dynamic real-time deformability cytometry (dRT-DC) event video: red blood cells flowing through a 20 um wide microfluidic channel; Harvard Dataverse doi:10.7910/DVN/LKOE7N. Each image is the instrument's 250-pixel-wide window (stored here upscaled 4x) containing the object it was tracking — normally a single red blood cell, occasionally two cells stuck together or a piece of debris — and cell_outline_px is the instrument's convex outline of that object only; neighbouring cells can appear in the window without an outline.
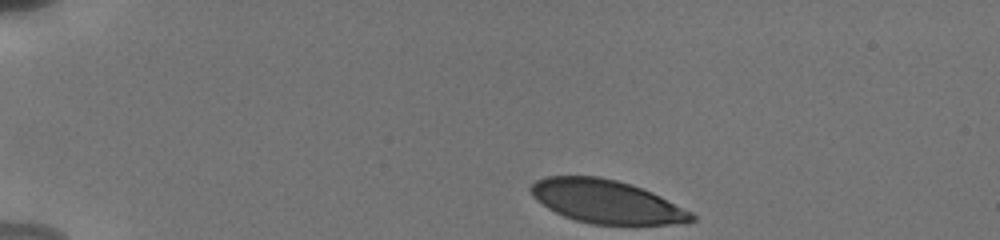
{"species": "human", "species_latin": "Homo sapiens", "temperature_condition": "cold", "stored_images_in_passage": 8, "camera_frame_rate_fps": 3000, "um_per_image_px": 0.085, "donor": {"sex": "male"}, "frame": {"image": 1, "passage_image": 1, "time_ms": 0.0, "image_size_px": [1000, 240], "cell_outline_px": [[696, 220], [684, 224], [592, 224], [576, 220], [564, 216], [548, 208], [536, 200], [532, 196], [528, 188], [536, 180], [548, 176], [600, 176], [632, 184], [652, 192], [692, 212], [696, 216]], "centroid_in_image_um": [51.56, 17.13], "position_along_channel_um": 33.4, "area_um2": 40.63}}
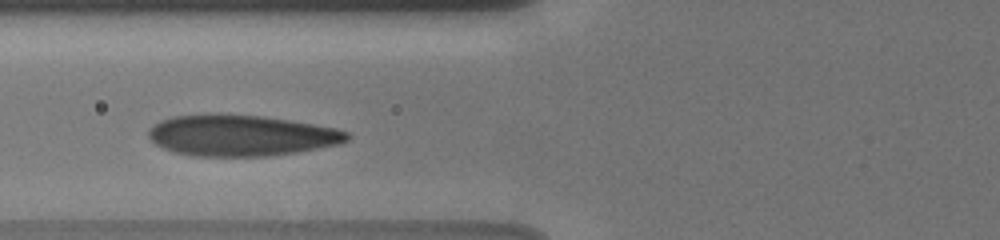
{"frame": {"image": 2, "passage_image": 6, "time_ms": 4.0, "image_size_px": [1000, 240], "cell_outline_px": [[352, 136], [348, 140], [340, 144], [296, 152], [272, 156], [192, 156], [176, 152], [164, 148], [156, 144], [148, 136], [148, 128], [160, 120], [172, 116], [208, 112], [212, 112], [264, 116], [336, 128], [348, 132]], "centroid_in_image_um": [20.46, 11.49], "position_along_channel_um": 105.3, "area_um2": 48.15}}
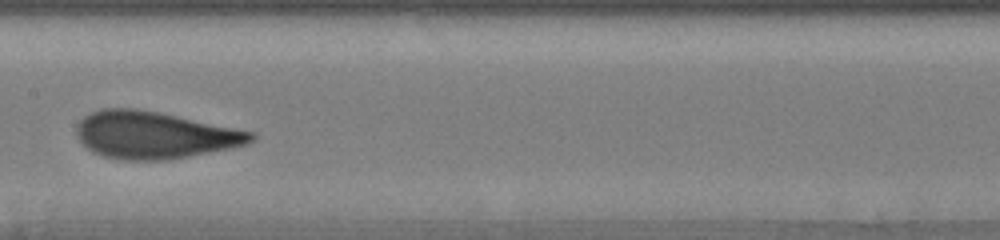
{"frame": {"image": 3, "passage_image": 8, "time_ms": 6.333, "image_size_px": [1000, 240], "cell_outline_px": [[256, 140], [248, 144], [232, 148], [188, 156], [164, 160], [124, 160], [104, 156], [92, 152], [76, 136], [76, 128], [80, 120], [84, 116], [92, 112], [104, 108], [136, 108], [160, 112], [252, 132], [256, 136]], "centroid_in_image_um": [13.11, 11.47], "position_along_channel_um": 194.3, "area_um2": 47.74}}